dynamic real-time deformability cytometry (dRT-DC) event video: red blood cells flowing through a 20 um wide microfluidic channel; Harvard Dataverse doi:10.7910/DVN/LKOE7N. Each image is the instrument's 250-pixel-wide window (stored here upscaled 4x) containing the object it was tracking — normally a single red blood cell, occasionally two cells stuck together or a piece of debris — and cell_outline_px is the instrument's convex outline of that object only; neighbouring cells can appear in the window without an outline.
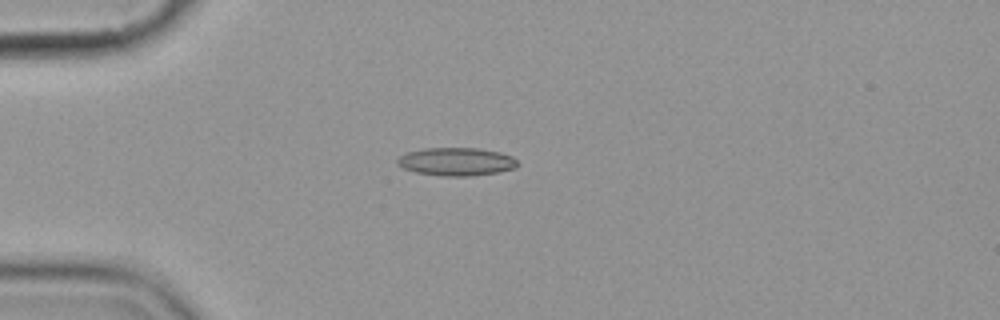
{"species": "common noctule bat (a hibernating species)", "species_latin": "Nyctalus noctula", "temperature_condition": "cold", "stored_images_in_passage": 6, "camera_frame_rate_fps": 3000, "um_per_image_px": 0.085, "animal": {"sex": "female", "body_mass_g": 19.9}, "frame": {"image": 1, "passage_image": 4, "time_ms": 4.333, "image_size_px": [1000, 320], "cell_outline_px": [[520, 164], [516, 168], [500, 172], [472, 176], [444, 176], [416, 172], [404, 168], [396, 160], [400, 156], [408, 152], [424, 148], [480, 148], [500, 152], [512, 156]], "centroid_in_image_um": [38.86, 13.74], "position_along_channel_um": 46.1, "area_um2": 19.71}}
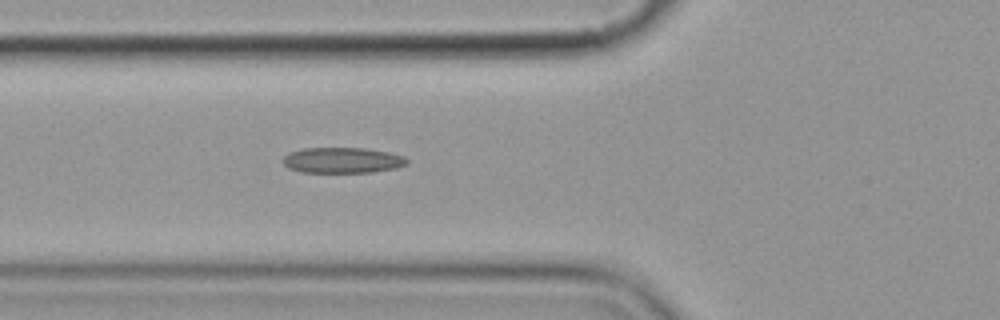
{"frame": {"image": 2, "passage_image": 6, "time_ms": 6.333, "image_size_px": [1000, 320], "cell_outline_px": [[408, 164], [396, 168], [372, 172], [300, 172], [288, 168], [280, 160], [288, 152], [304, 148], [364, 148], [388, 152], [404, 156], [408, 160]], "centroid_in_image_um": [29.08, 13.62], "position_along_channel_um": 96.7, "area_um2": 18.67}}